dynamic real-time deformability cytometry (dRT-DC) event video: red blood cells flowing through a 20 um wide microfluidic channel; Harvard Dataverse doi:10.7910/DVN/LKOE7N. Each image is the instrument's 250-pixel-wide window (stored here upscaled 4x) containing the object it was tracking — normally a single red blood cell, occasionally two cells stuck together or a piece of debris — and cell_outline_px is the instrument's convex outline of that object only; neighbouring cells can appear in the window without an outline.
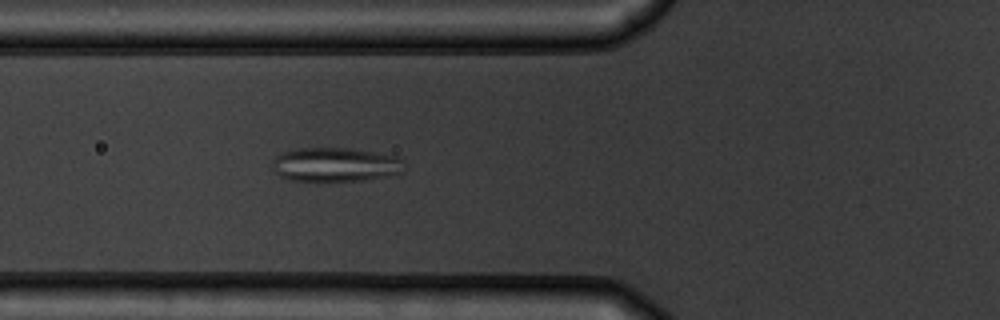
{"species": "common noctule bat (a hibernating species)", "species_latin": "Nyctalus noctula", "temperature_condition": "warm", "stored_images_in_passage": 5, "camera_frame_rate_fps": 3000, "um_per_image_px": 0.085, "animal": {"sex": "male", "body_mass_g": 19.5, "forearm_length_mm": 54.6}, "frame": {"image": 1, "passage_image": 5, "time_ms": 5.333, "image_size_px": [1000, 320], "cell_outline_px": [[404, 172], [364, 180], [320, 184], [288, 180], [280, 176], [272, 168], [272, 160], [276, 156], [284, 152], [300, 148], [344, 148], [400, 156]], "centroid_in_image_um": [28.44, 14.04], "position_along_channel_um": 97.4, "area_um2": 26.93}}